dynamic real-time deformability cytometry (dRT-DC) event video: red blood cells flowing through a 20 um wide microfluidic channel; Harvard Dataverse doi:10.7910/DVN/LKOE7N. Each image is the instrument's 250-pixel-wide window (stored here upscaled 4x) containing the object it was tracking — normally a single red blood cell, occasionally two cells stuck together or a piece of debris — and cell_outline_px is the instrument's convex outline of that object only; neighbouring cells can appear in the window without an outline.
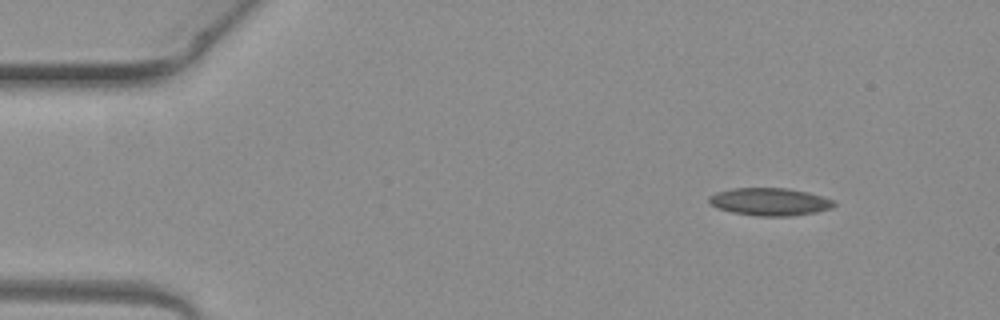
{"species": "common noctule bat (a hibernating species)", "species_latin": "Nyctalus noctula", "temperature_condition": "warm", "stored_images_in_passage": 5, "camera_frame_rate_fps": 3000, "um_per_image_px": 0.085, "animal": {"sex": "female", "body_mass_g": 19.3, "forearm_length_mm": 54.1}, "frame": {"image": 1, "passage_image": 1, "time_ms": 0.0, "image_size_px": [1000, 320], "cell_outline_px": [[836, 204], [832, 208], [816, 212], [792, 216], [756, 216], [732, 212], [716, 208], [708, 200], [708, 196], [716, 192], [732, 188], [788, 188], [808, 192], [836, 200]], "centroid_in_image_um": [65.45, 17.15], "position_along_channel_um": 19.6, "area_um2": 20.35}}
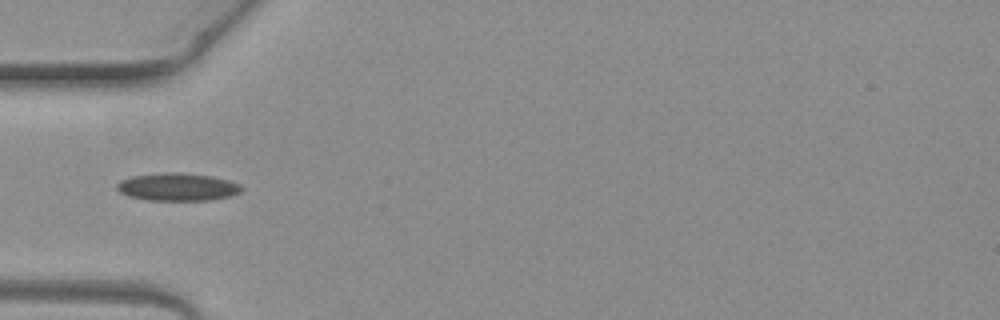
{"frame": {"image": 2, "passage_image": 4, "time_ms": 1.0, "image_size_px": [1000, 320], "cell_outline_px": [[244, 188], [240, 192], [232, 196], [208, 200], [148, 200], [128, 196], [120, 192], [116, 188], [116, 184], [120, 180], [132, 176], [164, 172], [180, 172], [212, 176], [228, 180], [240, 184]], "centroid_in_image_um": [15.09, 15.88], "position_along_channel_um": 69.9, "area_um2": 20.29}}
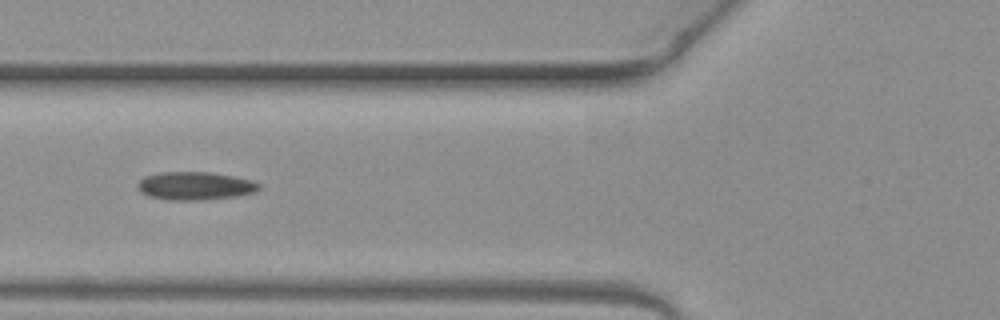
{"frame": {"image": 3, "passage_image": 5, "time_ms": 1.333, "image_size_px": [1000, 320], "cell_outline_px": [[260, 188], [256, 192], [240, 196], [204, 200], [168, 200], [148, 196], [140, 192], [136, 184], [144, 176], [160, 172], [208, 172], [232, 176], [252, 180], [260, 184]], "centroid_in_image_um": [16.58, 15.81], "position_along_channel_um": 109.2, "area_um2": 20.11}}